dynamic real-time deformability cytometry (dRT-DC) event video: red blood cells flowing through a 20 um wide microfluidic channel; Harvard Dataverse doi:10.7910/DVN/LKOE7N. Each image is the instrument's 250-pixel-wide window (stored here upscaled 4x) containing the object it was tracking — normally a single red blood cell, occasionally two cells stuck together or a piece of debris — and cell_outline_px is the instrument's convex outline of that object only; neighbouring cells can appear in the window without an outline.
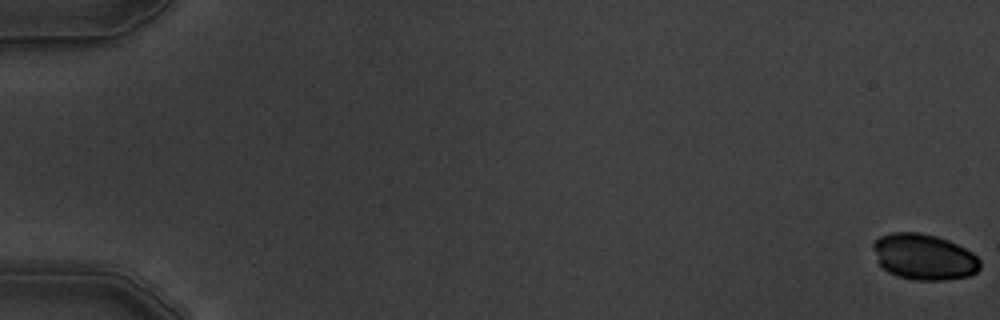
{"species": "common noctule bat (a hibernating species)", "species_latin": "Nyctalus noctula", "temperature_condition": "warm", "stored_images_in_passage": 5, "camera_frame_rate_fps": 3000, "um_per_image_px": 0.085, "animal": {"sex": "male", "body_mass_g": 19.5, "forearm_length_mm": 54.6}, "frame": {"image": 1, "passage_image": 1, "time_ms": 0.0, "image_size_px": [1000, 320], "cell_outline_px": [[980, 268], [972, 276], [944, 280], [916, 280], [900, 276], [888, 272], [880, 264], [872, 248], [872, 244], [880, 236], [892, 232], [920, 232], [936, 236], [948, 240], [972, 252], [980, 260]], "centroid_in_image_um": [78.55, 21.83], "position_along_channel_um": 6.4, "area_um2": 28.55}}
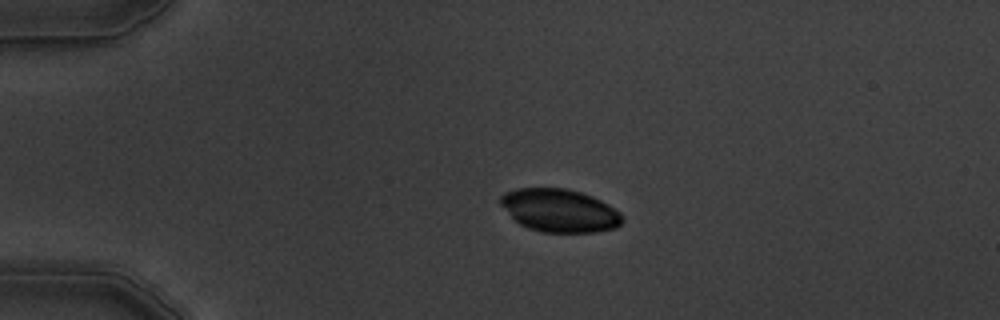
{"frame": {"image": 2, "passage_image": 4, "time_ms": 4.333, "image_size_px": [1000, 320], "cell_outline_px": [[624, 220], [616, 228], [596, 232], [544, 232], [528, 228], [520, 224], [500, 204], [500, 196], [504, 192], [516, 188], [568, 188], [592, 196], [608, 204], [620, 212], [624, 216]], "centroid_in_image_um": [47.59, 17.89], "position_along_channel_um": 37.4, "area_um2": 30.58}}